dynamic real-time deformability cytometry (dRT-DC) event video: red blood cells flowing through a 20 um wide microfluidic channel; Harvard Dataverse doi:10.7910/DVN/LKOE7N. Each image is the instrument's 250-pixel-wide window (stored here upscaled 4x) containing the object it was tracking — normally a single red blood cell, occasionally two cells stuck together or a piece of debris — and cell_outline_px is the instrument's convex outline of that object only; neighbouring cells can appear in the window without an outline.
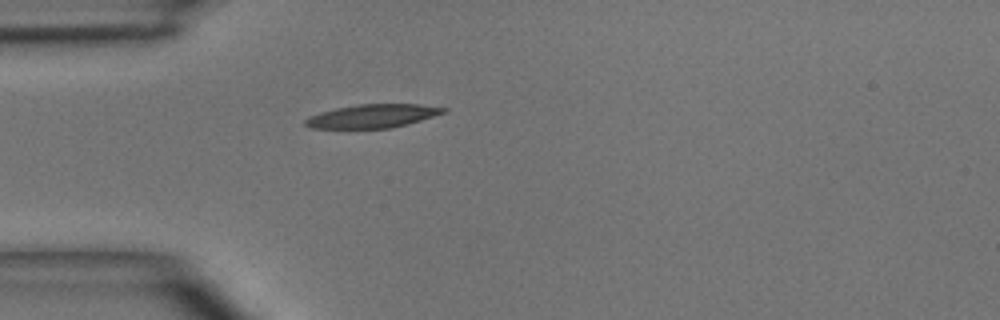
{"species": "common noctule bat (a hibernating species)", "species_latin": "Nyctalus noctula", "temperature_condition": "room temperature", "stored_images_in_passage": 1, "camera_frame_rate_fps": 3000, "um_per_image_px": 0.085, "animal": {"sex": "male", "body_mass_g": 15.6}, "frame": {"image": 1, "passage_image": 1, "time_ms": 0.0, "image_size_px": [1000, 320], "cell_outline_px": [[448, 112], [408, 124], [392, 128], [312, 128], [304, 124], [304, 120], [308, 116], [320, 112], [336, 108], [360, 104], [416, 104], [448, 108]], "centroid_in_image_um": [31.69, 9.86], "position_along_channel_um": 53.3, "area_um2": 18.96}}